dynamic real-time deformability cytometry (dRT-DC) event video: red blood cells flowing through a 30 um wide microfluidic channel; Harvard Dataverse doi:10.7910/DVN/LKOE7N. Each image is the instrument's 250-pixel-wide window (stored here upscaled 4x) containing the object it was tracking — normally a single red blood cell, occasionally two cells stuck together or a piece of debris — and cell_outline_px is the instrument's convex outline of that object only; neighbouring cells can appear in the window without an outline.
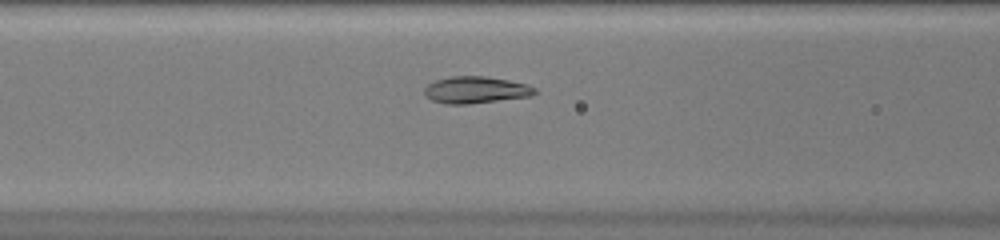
{"species": "common noctule bat (a hibernating species)", "species_latin": "Nyctalus noctula", "temperature_condition": "warm", "stored_images_in_passage": 43, "camera_frame_rate_fps": 3000, "um_per_image_px": 0.085, "animal": {"sex": "female", "body_mass_g": 20.0, "forearm_length_mm": 54.0}, "frame": {"image": 1, "passage_image": 14, "time_ms": 4.333, "image_size_px": [1000, 240], "cell_outline_px": [[536, 92], [532, 96], [468, 104], [444, 104], [432, 100], [424, 96], [424, 88], [428, 84], [436, 80], [452, 76], [484, 76], [508, 80], [528, 84], [536, 88]], "centroid_in_image_um": [40.43, 7.64], "position_along_channel_um": 126.2, "area_um2": 17.34}}
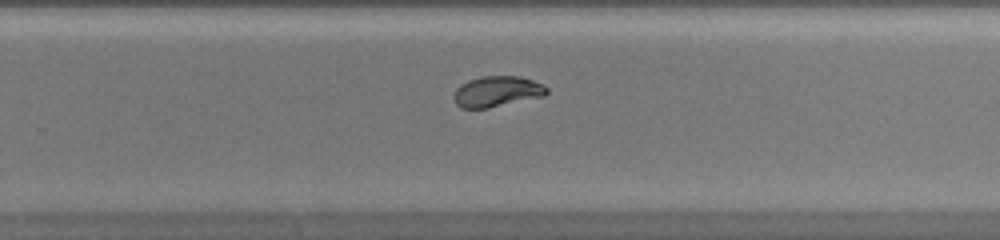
{"frame": {"image": 2, "passage_image": 26, "time_ms": 8.333, "image_size_px": [1000, 240], "cell_outline_px": [[548, 92], [544, 96], [488, 108], [460, 108], [456, 104], [452, 96], [456, 88], [460, 84], [468, 80], [480, 76], [520, 76], [532, 80], [548, 88]], "centroid_in_image_um": [42.2, 7.77], "position_along_channel_um": 287.6, "area_um2": 16.7}}
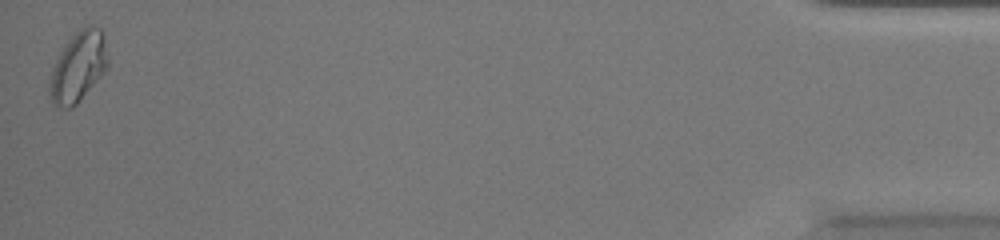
{"frame": {"image": 3, "passage_image": 43, "time_ms": 14.0, "image_size_px": [1000, 240], "cell_outline_px": [[108, 64], [104, 72], [76, 104], [72, 108], [56, 108], [52, 104], [48, 88], [52, 68], [60, 52], [68, 40], [80, 28], [88, 24], [100, 28], [104, 32], [108, 60]], "centroid_in_image_um": [6.64, 5.67], "position_along_channel_um": 428.6, "area_um2": 23.87}, "authors_computed_cell_mechanics": {"area_um2": 17.7446, "velocity_mm_per_s": 4.0383, "shape_relaxation_time_tau1_ms": 5.2564, "shape_relaxation_time_tau2_ms": null, "deformation_change_tau1": 0.1758, "deformation_change_tau2": null}}